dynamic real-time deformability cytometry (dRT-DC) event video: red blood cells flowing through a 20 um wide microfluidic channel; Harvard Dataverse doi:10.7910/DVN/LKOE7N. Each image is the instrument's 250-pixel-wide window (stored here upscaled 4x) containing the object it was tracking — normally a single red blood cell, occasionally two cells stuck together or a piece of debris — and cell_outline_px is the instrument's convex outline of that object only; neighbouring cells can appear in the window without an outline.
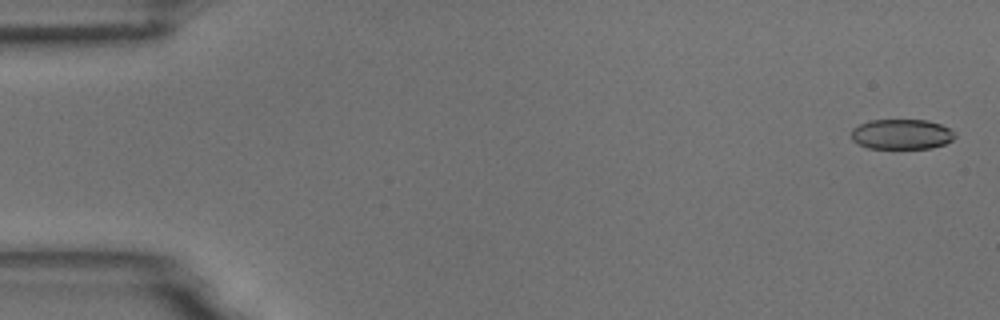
{"species": "common noctule bat (a hibernating species)", "species_latin": "Nyctalus noctula", "temperature_condition": "room temperature", "stored_images_in_passage": 53, "camera_frame_rate_fps": 3000, "um_per_image_px": 0.085, "animal": {"sex": "male", "body_mass_g": 18.8}, "frame": {"image": 1, "passage_image": 2, "time_ms": 0.333, "image_size_px": [1000, 320], "cell_outline_px": [[956, 136], [952, 140], [944, 144], [932, 148], [868, 148], [852, 140], [852, 128], [860, 124], [872, 120], [928, 120], [940, 124], [956, 132]], "centroid_in_image_um": [76.66, 11.41], "position_along_channel_um": 8.3, "area_um2": 18.15}}
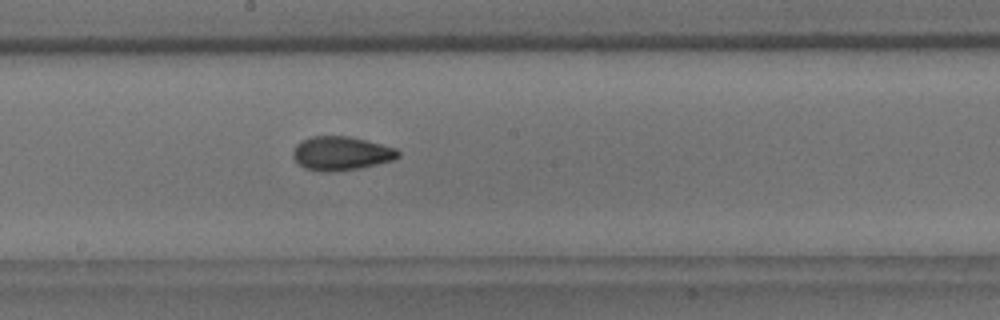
{"frame": {"image": 2, "passage_image": 30, "time_ms": 9.667, "image_size_px": [1000, 320], "cell_outline_px": [[400, 156], [396, 160], [360, 168], [332, 172], [320, 172], [304, 168], [292, 156], [292, 152], [296, 144], [312, 136], [348, 136], [396, 148], [400, 152]], "centroid_in_image_um": [29.01, 13.05], "position_along_channel_um": 219.2, "area_um2": 20.81}}
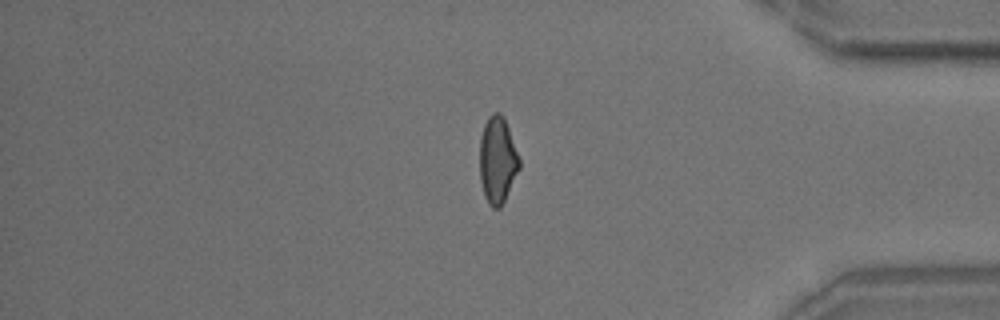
{"frame": {"image": 3, "passage_image": 46, "time_ms": 15.0, "image_size_px": [1000, 320], "cell_outline_px": [[520, 168], [500, 208], [492, 208], [488, 204], [480, 180], [480, 136], [484, 124], [488, 116], [492, 112], [500, 112], [504, 116], [520, 160]], "centroid_in_image_um": [42.28, 13.57], "position_along_channel_um": 392.9, "area_um2": 20.0}}